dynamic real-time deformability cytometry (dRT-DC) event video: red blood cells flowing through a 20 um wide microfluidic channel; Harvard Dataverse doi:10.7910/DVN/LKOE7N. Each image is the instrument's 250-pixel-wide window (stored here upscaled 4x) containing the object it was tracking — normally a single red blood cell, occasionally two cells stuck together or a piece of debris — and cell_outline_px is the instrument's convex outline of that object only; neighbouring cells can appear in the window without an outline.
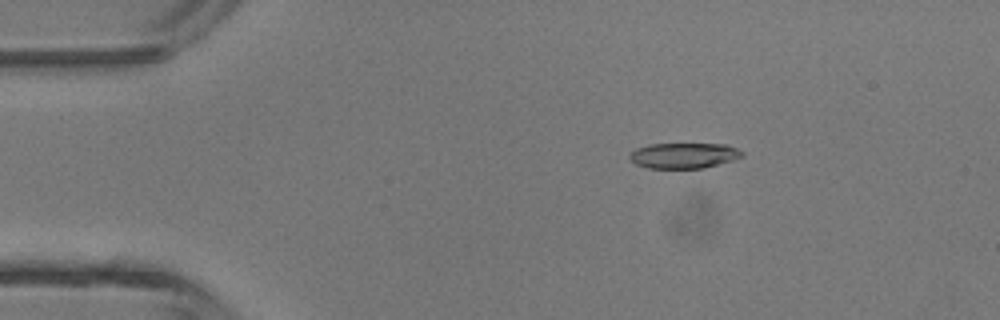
{"species": "common noctule bat (a hibernating species)", "species_latin": "Nyctalus noctula", "temperature_condition": "room temperature", "stored_images_in_passage": 4, "camera_frame_rate_fps": 3000, "um_per_image_px": 0.085, "animal": {"sex": "male", "body_mass_g": 13.3}, "frame": {"image": 1, "passage_image": 2, "time_ms": 0.333, "image_size_px": [1000, 320], "cell_outline_px": [[744, 156], [732, 160], [704, 168], [648, 168], [636, 164], [628, 156], [636, 148], [648, 144], [724, 144], [736, 148], [744, 152]], "centroid_in_image_um": [58.13, 13.22], "position_along_channel_um": 26.9, "area_um2": 16.65}}
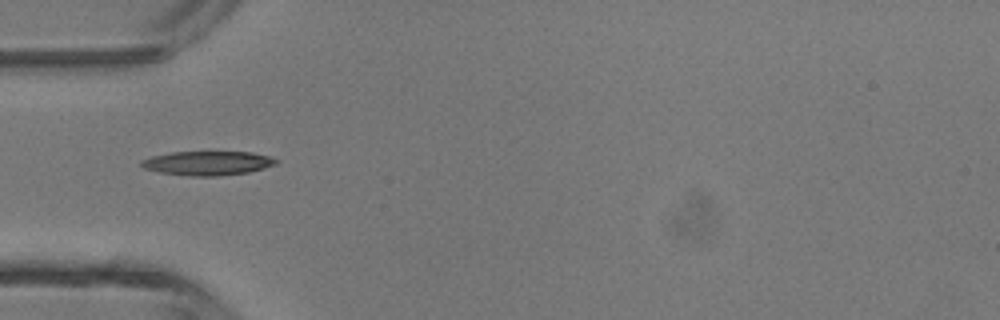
{"frame": {"image": 2, "passage_image": 4, "time_ms": 1.0, "image_size_px": [1000, 320], "cell_outline_px": [[280, 160], [276, 164], [264, 168], [248, 172], [216, 176], [188, 176], [160, 172], [144, 168], [140, 164], [140, 160], [152, 156], [172, 152], [252, 152], [268, 156]], "centroid_in_image_um": [17.65, 13.86], "position_along_channel_um": 67.4, "area_um2": 18.9}}